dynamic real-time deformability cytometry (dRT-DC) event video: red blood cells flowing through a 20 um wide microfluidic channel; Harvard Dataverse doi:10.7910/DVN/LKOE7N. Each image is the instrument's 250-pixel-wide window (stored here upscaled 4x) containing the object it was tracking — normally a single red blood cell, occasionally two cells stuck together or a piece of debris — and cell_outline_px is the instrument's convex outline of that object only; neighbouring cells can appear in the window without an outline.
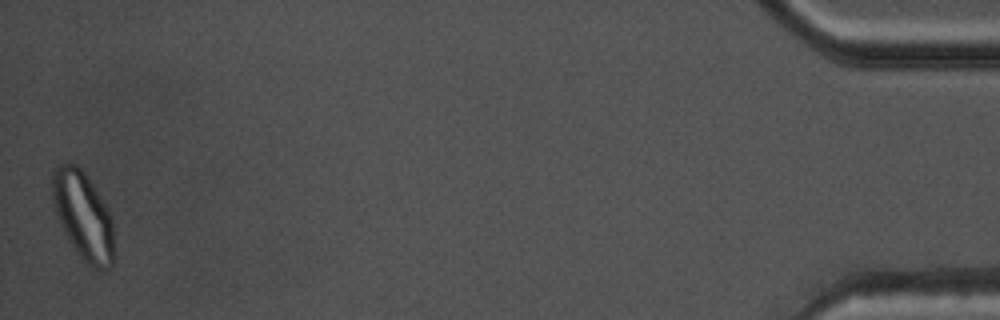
{"species": "common noctule bat (a hibernating species)", "species_latin": "Nyctalus noctula", "temperature_condition": "warm", "stored_images_in_passage": 40, "camera_frame_rate_fps": 3000, "um_per_image_px": 0.085, "animal": {"sex": "male", "body_mass_g": 17.5, "forearm_length_mm": 52.3}, "frame": {"image": 1, "passage_image": 40, "time_ms": 13.0, "image_size_px": [1000, 320], "cell_outline_px": [[112, 268], [104, 272], [88, 264], [76, 252], [68, 240], [56, 216], [52, 200], [52, 172], [60, 164], [76, 164], [80, 168], [104, 204], [112, 220]], "centroid_in_image_um": [7.03, 18.38], "position_along_channel_um": 428.2, "area_um2": 30.98}}